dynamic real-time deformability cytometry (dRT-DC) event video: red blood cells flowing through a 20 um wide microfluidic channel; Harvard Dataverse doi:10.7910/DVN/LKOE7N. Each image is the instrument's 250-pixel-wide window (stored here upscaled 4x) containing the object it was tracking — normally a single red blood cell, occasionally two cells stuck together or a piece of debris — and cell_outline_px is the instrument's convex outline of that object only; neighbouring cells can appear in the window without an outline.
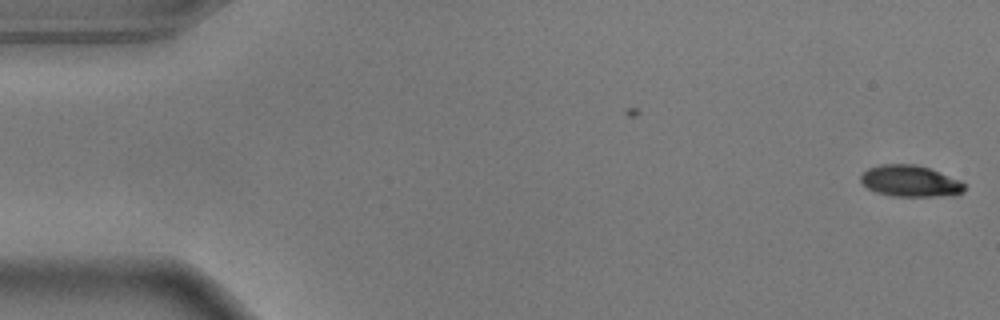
{"species": "common noctule bat (a hibernating species)", "species_latin": "Nyctalus noctula", "temperature_condition": "warm", "stored_images_in_passage": 2, "camera_frame_rate_fps": 3000, "um_per_image_px": 0.085, "animal": {"sex": "male", "body_mass_g": 17.9}, "frame": {"image": 1, "passage_image": 2, "time_ms": 0.333, "image_size_px": [1000, 320], "cell_outline_px": [[964, 192], [956, 196], [892, 196], [876, 192], [868, 188], [860, 180], [860, 176], [868, 168], [880, 164], [916, 164], [928, 168], [960, 180], [964, 184]], "centroid_in_image_um": [77.38, 15.4], "position_along_channel_um": 7.6, "area_um2": 19.02}}